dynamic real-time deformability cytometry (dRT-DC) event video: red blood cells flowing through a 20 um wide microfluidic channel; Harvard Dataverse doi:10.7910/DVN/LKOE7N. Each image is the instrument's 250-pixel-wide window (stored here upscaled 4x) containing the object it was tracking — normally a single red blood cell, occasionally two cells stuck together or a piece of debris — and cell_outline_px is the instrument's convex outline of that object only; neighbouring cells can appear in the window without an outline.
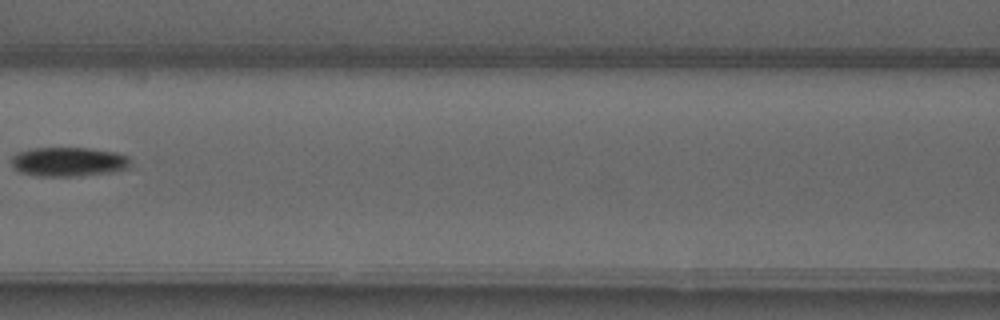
{"species": "common noctule bat (a hibernating species)", "species_latin": "Nyctalus noctula", "temperature_condition": "warm", "stored_images_in_passage": 5, "camera_frame_rate_fps": 3000, "um_per_image_px": 0.085, "animal": {"sex": "male", "forearm_length_mm": 52.5}, "frame": {"image": 1, "passage_image": 5, "time_ms": 5.667, "image_size_px": [1000, 320], "cell_outline_px": [[136, 168], [112, 172], [76, 176], [36, 176], [20, 172], [12, 164], [12, 156], [16, 152], [32, 148], [88, 148], [116, 152], [128, 156], [132, 160]], "centroid_in_image_um": [5.93, 13.75], "position_along_channel_um": 160.7, "area_um2": 20.75}}